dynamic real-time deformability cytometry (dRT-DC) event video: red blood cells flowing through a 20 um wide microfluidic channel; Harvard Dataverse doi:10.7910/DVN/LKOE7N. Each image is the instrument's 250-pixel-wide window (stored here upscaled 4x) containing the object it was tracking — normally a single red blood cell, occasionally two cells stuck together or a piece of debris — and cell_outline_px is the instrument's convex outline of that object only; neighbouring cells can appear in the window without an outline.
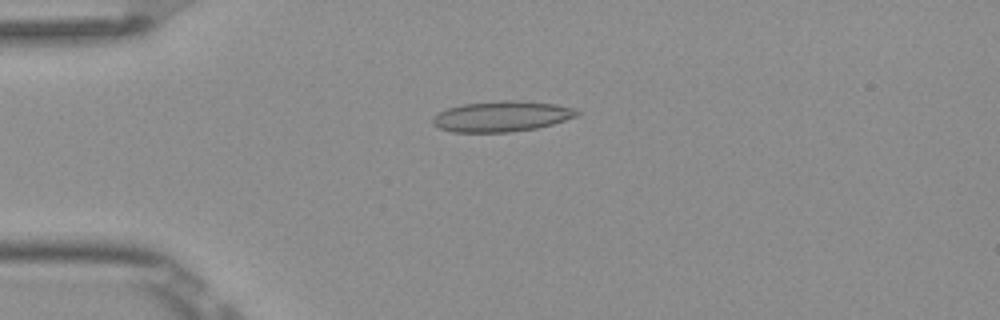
{"species": "Egyptian fruit bat (a non-hibernating species)", "species_latin": "Rousettus aegyptiacus", "temperature_condition": "room temperature", "stored_images_in_passage": 6, "camera_frame_rate_fps": 3000, "um_per_image_px": 0.085, "frame": {"image": 1, "passage_image": 4, "time_ms": 1.0, "image_size_px": [1000, 320], "cell_outline_px": [[580, 116], [552, 124], [536, 128], [508, 132], [452, 132], [440, 128], [432, 124], [432, 116], [448, 108], [464, 104], [504, 100], [516, 100], [556, 104], [572, 108], [580, 112]], "centroid_in_image_um": [42.65, 9.89], "position_along_channel_um": 42.3, "area_um2": 25.66}}
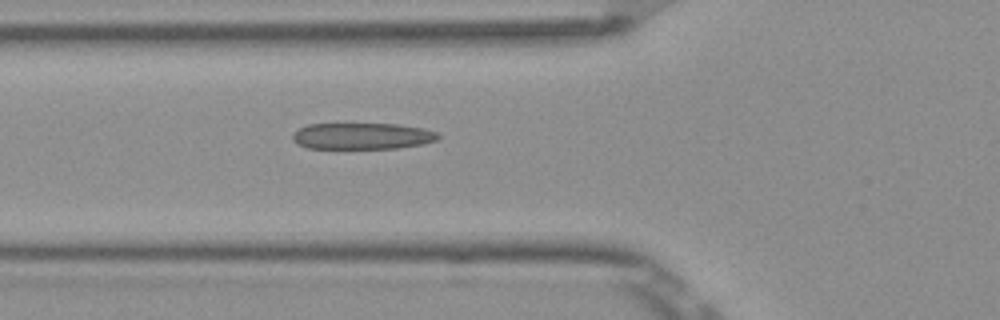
{"frame": {"image": 2, "passage_image": 6, "time_ms": 1.667, "image_size_px": [1000, 320], "cell_outline_px": [[440, 136], [436, 140], [424, 144], [396, 148], [308, 148], [296, 144], [292, 140], [292, 132], [308, 124], [396, 124], [424, 128], [436, 132]], "centroid_in_image_um": [30.76, 11.56], "position_along_channel_um": 95.0, "area_um2": 22.43}}